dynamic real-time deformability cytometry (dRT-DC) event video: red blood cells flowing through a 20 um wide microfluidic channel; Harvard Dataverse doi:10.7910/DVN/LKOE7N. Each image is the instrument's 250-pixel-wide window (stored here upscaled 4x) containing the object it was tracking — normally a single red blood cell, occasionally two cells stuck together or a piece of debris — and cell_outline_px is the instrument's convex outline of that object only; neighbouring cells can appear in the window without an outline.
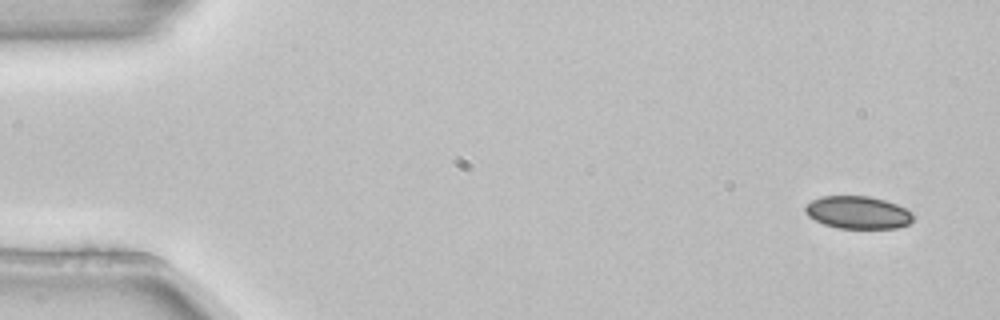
{"species": "common noctule bat (a hibernating species)", "species_latin": "Nyctalus noctula", "temperature_condition": "room temperature", "stored_images_in_passage": 4, "camera_frame_rate_fps": 3000, "um_per_image_px": 0.085, "animal": {"sex": "female", "body_mass_g": 22.7, "forearm_length_mm": 54.2}, "frame": {"image": 1, "passage_image": 1, "time_ms": 0.0, "image_size_px": [1000, 320], "cell_outline_px": [[912, 220], [908, 224], [896, 228], [836, 228], [824, 224], [808, 216], [804, 212], [804, 208], [812, 200], [820, 196], [868, 196], [884, 200], [896, 204], [912, 212]], "centroid_in_image_um": [72.89, 18.06], "position_along_channel_um": 12.1, "area_um2": 20.4}}
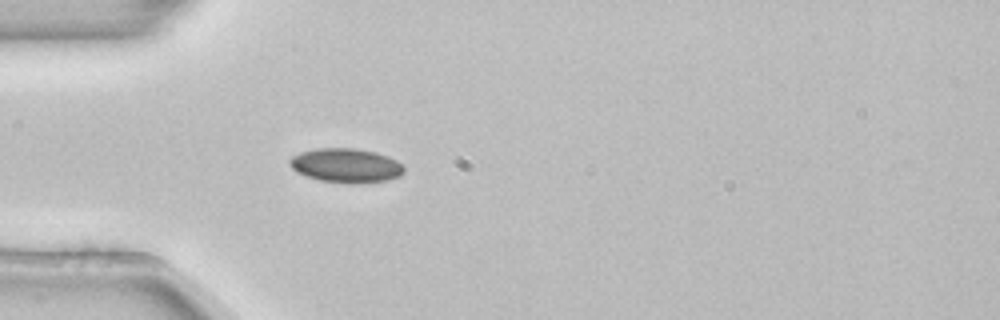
{"frame": {"image": 2, "passage_image": 4, "time_ms": 1.0, "image_size_px": [1000, 320], "cell_outline_px": [[404, 172], [400, 176], [388, 180], [360, 184], [348, 184], [320, 180], [304, 176], [296, 172], [288, 164], [288, 160], [292, 156], [300, 152], [316, 148], [352, 148], [376, 152], [388, 156], [396, 160], [404, 168]], "centroid_in_image_um": [29.38, 14.08], "position_along_channel_um": 55.6, "area_um2": 23.12}}